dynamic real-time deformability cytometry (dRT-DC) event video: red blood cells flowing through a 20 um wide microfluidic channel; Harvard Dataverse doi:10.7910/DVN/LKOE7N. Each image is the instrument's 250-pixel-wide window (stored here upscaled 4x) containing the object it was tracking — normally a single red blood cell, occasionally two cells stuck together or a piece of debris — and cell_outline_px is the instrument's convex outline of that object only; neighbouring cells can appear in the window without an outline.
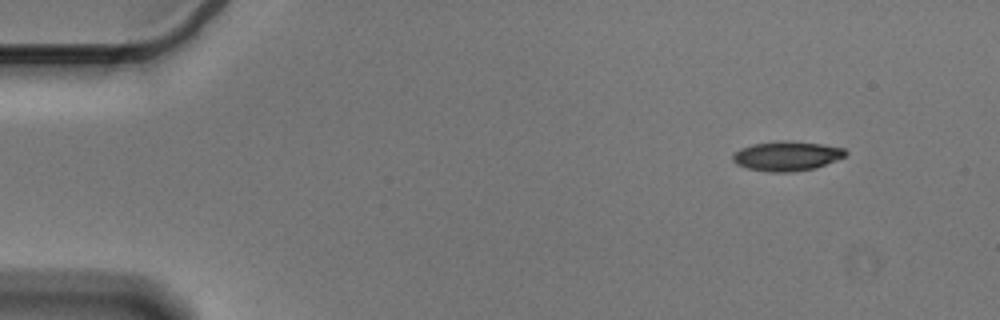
{"species": "Egyptian fruit bat (a non-hibernating species)", "species_latin": "Rousettus aegyptiacus", "temperature_condition": "cold", "stored_images_in_passage": 51, "camera_frame_rate_fps": 3000, "um_per_image_px": 0.085, "animal": {"sex": "male"}, "frame": {"image": 1, "passage_image": 1, "time_ms": 0.0, "image_size_px": [1000, 320], "cell_outline_px": [[848, 152], [844, 156], [816, 168], [792, 172], [768, 172], [748, 168], [736, 164], [732, 160], [732, 156], [740, 148], [752, 144], [784, 140], [792, 140], [820, 144], [844, 148]], "centroid_in_image_um": [66.86, 13.26], "position_along_channel_um": 18.1, "area_um2": 19.42}}
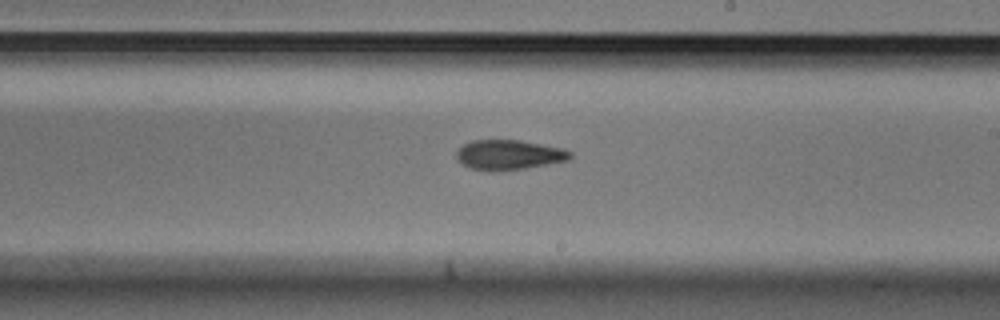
{"frame": {"image": 2, "passage_image": 28, "time_ms": 9.0, "image_size_px": [1000, 320], "cell_outline_px": [[572, 160], [524, 168], [492, 172], [472, 168], [464, 164], [456, 156], [456, 152], [464, 144], [472, 140], [520, 140], [564, 148], [572, 152]], "centroid_in_image_um": [43.32, 13.16], "position_along_channel_um": 245.7, "area_um2": 19.83}}
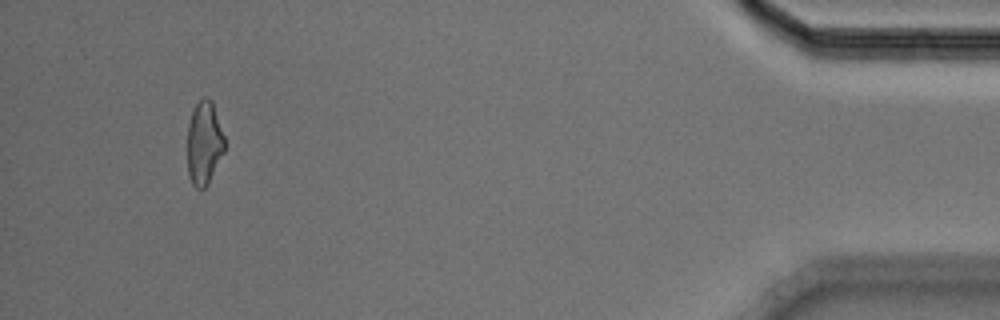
{"frame": {"image": 3, "passage_image": 48, "time_ms": 15.667, "image_size_px": [1000, 320], "cell_outline_px": [[224, 152], [208, 184], [204, 188], [196, 188], [192, 184], [188, 176], [188, 124], [192, 112], [196, 104], [204, 96], [208, 96], [212, 100], [224, 136]], "centroid_in_image_um": [17.35, 12.15], "position_along_channel_um": 417.8, "area_um2": 18.09}, "authors_computed_cell_mechanics": {"area_um2": 19.363, "velocity_mm_per_s": 3.5971, "shape_relaxation_time_tau1_ms": 5.3077, "shape_relaxation_time_tau2_ms": 4.9803, "deformation_change_tau1": 0.1591, "deformation_change_tau2": 0.1329}}